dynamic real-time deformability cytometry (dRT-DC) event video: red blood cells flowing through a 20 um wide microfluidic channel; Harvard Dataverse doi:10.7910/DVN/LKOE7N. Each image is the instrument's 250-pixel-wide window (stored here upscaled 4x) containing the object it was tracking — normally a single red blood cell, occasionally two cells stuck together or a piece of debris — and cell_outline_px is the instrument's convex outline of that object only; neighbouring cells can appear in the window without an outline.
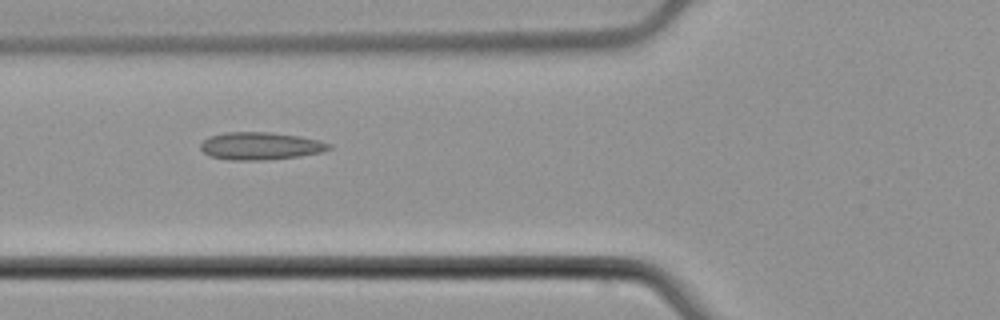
{"species": "common noctule bat (a hibernating species)", "species_latin": "Nyctalus noctula", "temperature_condition": "cold", "stored_images_in_passage": 6, "camera_frame_rate_fps": 3000, "um_per_image_px": 0.085, "animal": {"sex": "male", "body_mass_g": 21.5, "forearm_length_mm": 52.0}, "frame": {"image": 1, "passage_image": 6, "time_ms": 1.667, "image_size_px": [1000, 320], "cell_outline_px": [[332, 148], [324, 152], [300, 156], [264, 160], [228, 160], [212, 156], [204, 152], [200, 148], [200, 144], [208, 136], [224, 132], [272, 132], [300, 136], [320, 140], [332, 144]], "centroid_in_image_um": [22.17, 12.4], "position_along_channel_um": 103.6, "area_um2": 20.87}}